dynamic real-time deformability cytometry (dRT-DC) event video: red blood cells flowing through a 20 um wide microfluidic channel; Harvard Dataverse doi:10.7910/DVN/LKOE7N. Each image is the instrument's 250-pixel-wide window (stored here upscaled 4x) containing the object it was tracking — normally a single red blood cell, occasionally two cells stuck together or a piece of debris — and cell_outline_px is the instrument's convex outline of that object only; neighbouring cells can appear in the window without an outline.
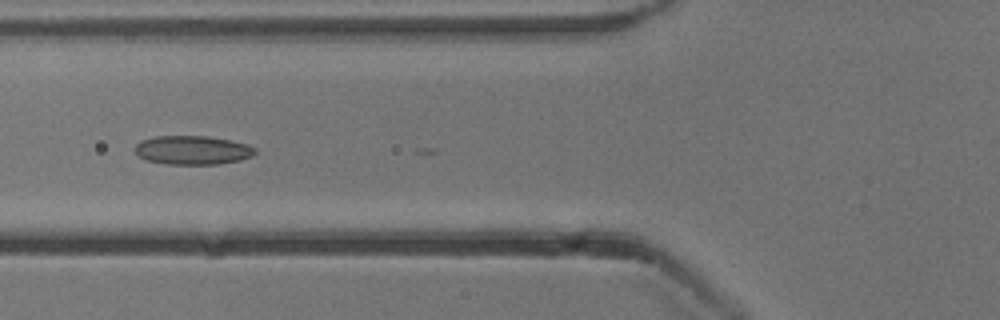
{"species": "common noctule bat (a hibernating species)", "species_latin": "Nyctalus noctula", "temperature_condition": "cold", "stored_images_in_passage": 22, "camera_frame_rate_fps": 3000, "um_per_image_px": 0.085, "animal": {"sex": "male", "body_mass_g": 13.3}, "frame": {"image": 1, "passage_image": 21, "time_ms": 6.667, "image_size_px": [1000, 320], "cell_outline_px": [[256, 152], [252, 156], [240, 160], [216, 164], [168, 164], [148, 160], [140, 156], [136, 152], [136, 144], [140, 140], [156, 136], [208, 136], [248, 144], [256, 148]], "centroid_in_image_um": [16.39, 12.75], "position_along_channel_um": 109.4, "area_um2": 20.06}}